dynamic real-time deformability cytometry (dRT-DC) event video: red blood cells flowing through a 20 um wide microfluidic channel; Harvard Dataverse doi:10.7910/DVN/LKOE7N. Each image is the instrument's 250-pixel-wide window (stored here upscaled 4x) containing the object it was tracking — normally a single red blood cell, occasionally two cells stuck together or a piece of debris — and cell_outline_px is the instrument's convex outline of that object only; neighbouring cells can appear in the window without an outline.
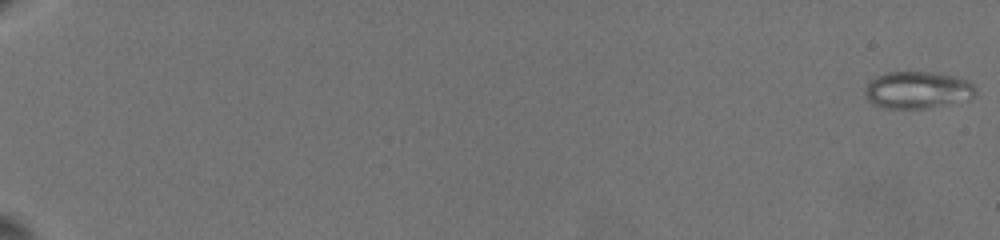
{"species": "common noctule bat (a hibernating species)", "species_latin": "Nyctalus noctula", "temperature_condition": "warm", "stored_images_in_passage": 44, "camera_frame_rate_fps": 3000, "um_per_image_px": 0.085, "animal": {"sex": "female", "body_mass_g": 19.5, "forearm_length_mm": 54.1}, "frame": {"image": 1, "passage_image": 1, "time_ms": 0.0, "image_size_px": [1000, 240], "cell_outline_px": [[976, 96], [968, 100], [928, 108], [880, 108], [872, 104], [864, 96], [864, 92], [868, 84], [876, 76], [888, 72], [932, 72], [964, 80], [972, 84], [976, 92]], "centroid_in_image_um": [77.95, 7.67], "position_along_channel_um": 7.1, "area_um2": 23.76}}
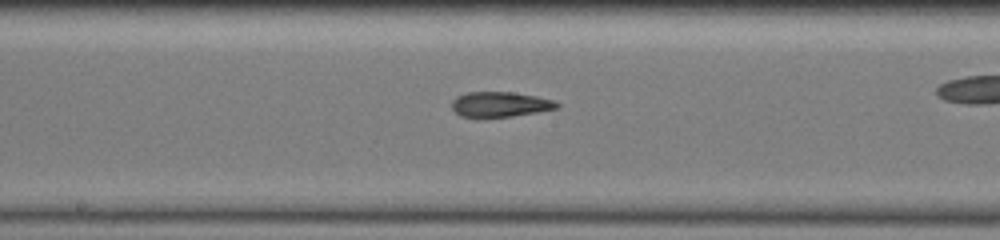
{"frame": {"image": 2, "passage_image": 33, "time_ms": 12.333, "image_size_px": [1000, 240], "cell_outline_px": [[560, 108], [512, 116], [460, 116], [452, 108], [452, 100], [456, 96], [468, 92], [512, 92], [536, 96], [552, 100], [560, 104]], "centroid_in_image_um": [42.52, 8.85], "position_along_channel_um": 205.7, "area_um2": 15.14}}
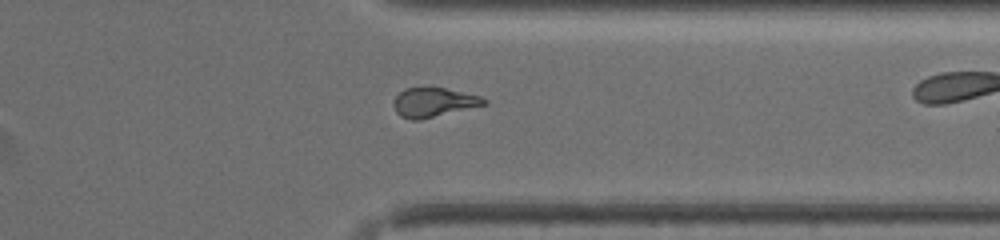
{"frame": {"image": 3, "passage_image": 43, "time_ms": 17.0, "image_size_px": [1000, 240], "cell_outline_px": [[488, 104], [420, 120], [412, 120], [400, 116], [396, 112], [392, 100], [404, 88], [444, 88], [480, 96], [488, 100]], "centroid_in_image_um": [36.85, 8.71], "position_along_channel_um": 374.5, "area_um2": 15.37}}